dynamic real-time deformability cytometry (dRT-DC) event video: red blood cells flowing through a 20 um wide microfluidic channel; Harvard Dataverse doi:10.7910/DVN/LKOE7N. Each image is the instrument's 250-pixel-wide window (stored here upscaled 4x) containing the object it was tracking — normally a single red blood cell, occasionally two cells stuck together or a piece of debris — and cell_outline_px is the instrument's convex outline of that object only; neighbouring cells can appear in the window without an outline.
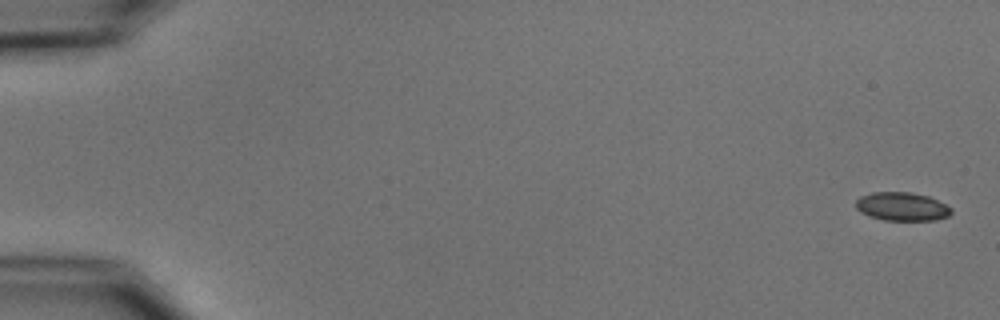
{"species": "common noctule bat (a hibernating species)", "species_latin": "Nyctalus noctula", "temperature_condition": "cold", "stored_images_in_passage": 5, "camera_frame_rate_fps": 3000, "um_per_image_px": 0.085, "animal": {"sex": "male", "body_mass_g": 15.6}, "frame": {"image": 1, "passage_image": 1, "time_ms": 0.0, "image_size_px": [1000, 320], "cell_outline_px": [[952, 212], [948, 216], [936, 220], [884, 220], [868, 216], [860, 212], [856, 208], [856, 200], [860, 196], [872, 192], [912, 192], [928, 196], [952, 208]], "centroid_in_image_um": [76.65, 17.55], "position_along_channel_um": 8.4, "area_um2": 15.9}}
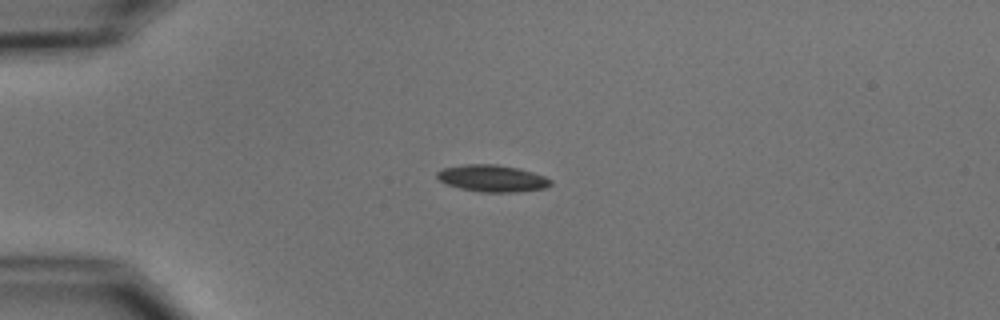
{"frame": {"image": 2, "passage_image": 4, "time_ms": 4.333, "image_size_px": [1000, 320], "cell_outline_px": [[552, 184], [544, 188], [516, 192], [480, 192], [460, 188], [448, 184], [440, 180], [436, 176], [436, 172], [444, 168], [464, 164], [496, 164], [516, 168], [532, 172], [544, 176], [552, 180]], "centroid_in_image_um": [41.84, 15.16], "position_along_channel_um": 43.2, "area_um2": 17.63}}